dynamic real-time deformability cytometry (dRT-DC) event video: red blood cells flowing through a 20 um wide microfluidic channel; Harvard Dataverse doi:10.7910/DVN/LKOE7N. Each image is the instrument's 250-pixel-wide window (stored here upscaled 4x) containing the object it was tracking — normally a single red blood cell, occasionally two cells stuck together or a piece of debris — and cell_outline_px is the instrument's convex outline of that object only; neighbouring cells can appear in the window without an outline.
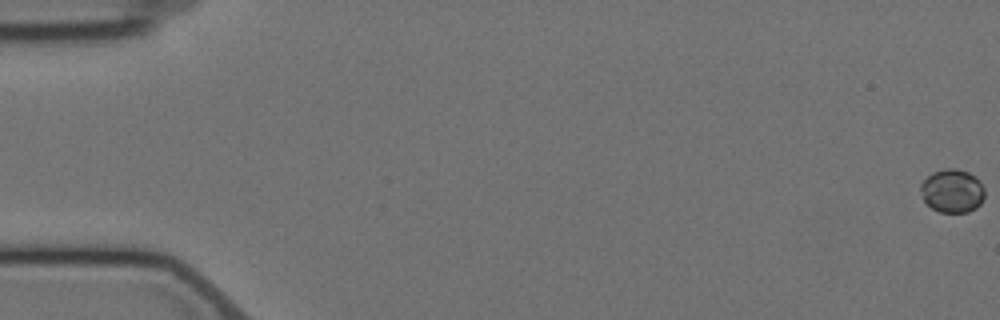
{"species": "Egyptian fruit bat (a non-hibernating species)", "species_latin": "Rousettus aegyptiacus", "temperature_condition": "cold", "stored_images_in_passage": 5, "camera_frame_rate_fps": 3000, "um_per_image_px": 0.085, "animal": {"sex": "female"}, "frame": {"image": 1, "passage_image": 1, "time_ms": 0.0, "image_size_px": [1000, 320], "cell_outline_px": [[984, 196], [980, 204], [976, 208], [968, 212], [940, 212], [932, 208], [924, 200], [920, 192], [920, 184], [932, 172], [944, 168], [956, 168], [968, 172], [976, 176], [980, 180], [984, 188]], "centroid_in_image_um": [80.95, 16.21], "position_along_channel_um": 4.1, "area_um2": 16.36}}
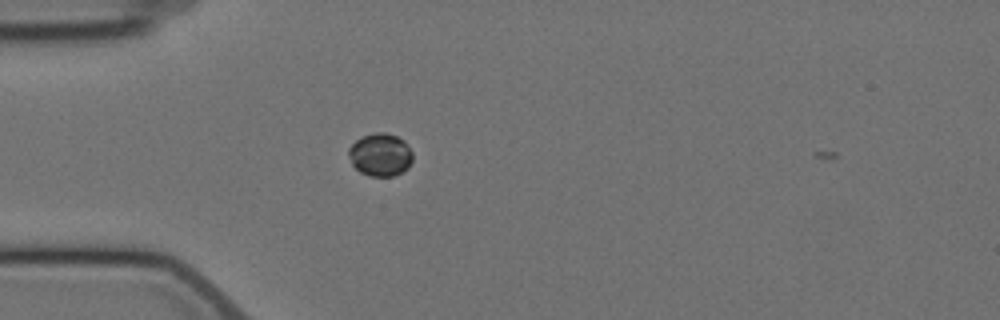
{"frame": {"image": 2, "passage_image": 5, "time_ms": 5.667, "image_size_px": [1000, 320], "cell_outline_px": [[412, 160], [408, 168], [392, 176], [368, 176], [360, 172], [352, 164], [348, 156], [348, 148], [360, 136], [376, 132], [384, 132], [396, 136], [404, 140], [412, 152]], "centroid_in_image_um": [32.31, 13.14], "position_along_channel_um": 52.7, "area_um2": 16.07}}